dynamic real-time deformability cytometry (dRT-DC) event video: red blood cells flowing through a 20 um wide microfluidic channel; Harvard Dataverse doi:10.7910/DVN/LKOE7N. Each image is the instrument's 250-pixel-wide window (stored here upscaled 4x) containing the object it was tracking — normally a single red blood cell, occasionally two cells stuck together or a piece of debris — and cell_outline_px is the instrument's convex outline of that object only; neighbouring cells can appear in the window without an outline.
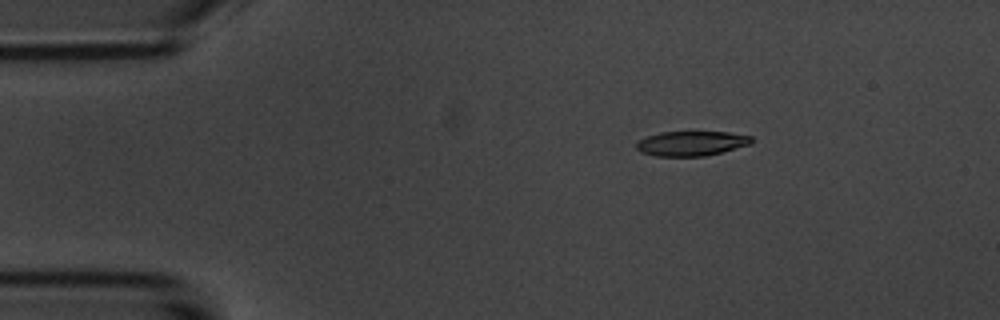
{"species": "common noctule bat (a hibernating species)", "species_latin": "Nyctalus noctula", "temperature_condition": "room temperature", "stored_images_in_passage": 3, "camera_frame_rate_fps": 3000, "um_per_image_px": 0.085, "animal": {"sex": "male", "body_mass_g": 20.1, "forearm_length_mm": 53.5}, "frame": {"image": 1, "passage_image": 1, "time_ms": 0.0, "image_size_px": [1000, 320], "cell_outline_px": [[752, 144], [704, 156], [656, 156], [640, 152], [636, 148], [636, 144], [640, 140], [648, 136], [660, 132], [728, 132], [752, 136]], "centroid_in_image_um": [58.77, 12.19], "position_along_channel_um": 26.2, "area_um2": 16.47}}
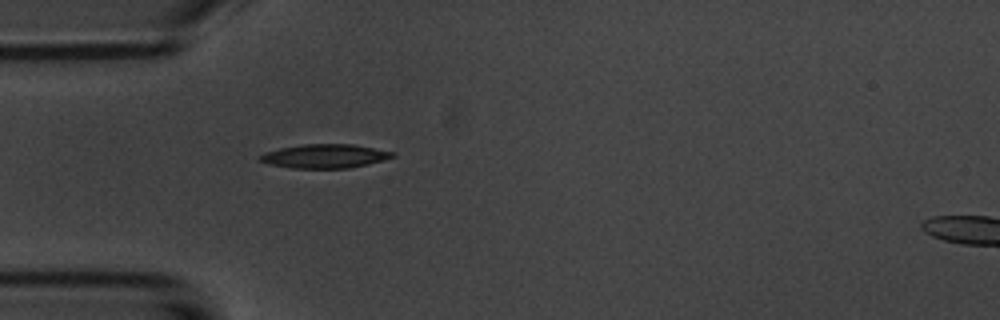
{"frame": {"image": 2, "passage_image": 3, "time_ms": 2.333, "image_size_px": [1000, 320], "cell_outline_px": [[396, 156], [368, 164], [348, 168], [292, 168], [268, 164], [256, 160], [256, 156], [264, 152], [280, 148], [304, 144], [352, 144], [396, 152]], "centroid_in_image_um": [27.55, 13.27], "position_along_channel_um": 57.4, "area_um2": 18.61}}